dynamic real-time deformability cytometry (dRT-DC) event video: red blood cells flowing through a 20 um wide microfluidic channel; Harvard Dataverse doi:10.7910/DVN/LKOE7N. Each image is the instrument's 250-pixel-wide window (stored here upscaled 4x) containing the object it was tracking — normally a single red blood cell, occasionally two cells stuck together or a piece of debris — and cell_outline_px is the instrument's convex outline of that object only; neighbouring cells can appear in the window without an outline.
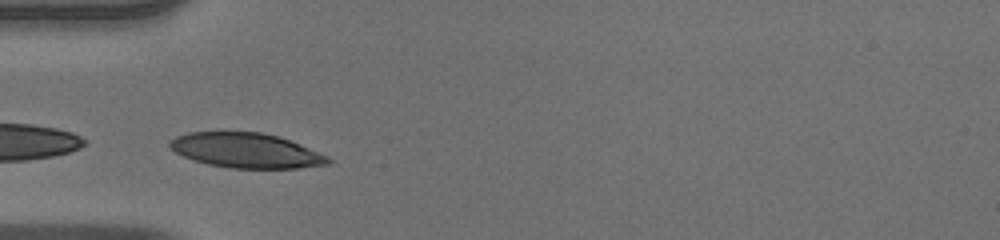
{"species": "human", "species_latin": "Homo sapiens", "temperature_condition": "warm", "stored_images_in_passage": 28, "camera_frame_rate_fps": 3000, "um_per_image_px": 0.085, "donor": {"sex": "male"}, "frame": {"image": 1, "passage_image": 1, "time_ms": 0.0, "image_size_px": [1000, 240], "cell_outline_px": [[332, 160], [328, 164], [300, 168], [228, 168], [208, 164], [184, 156], [168, 148], [168, 140], [176, 136], [188, 132], [260, 132], [276, 136], [288, 140], [328, 156]], "centroid_in_image_um": [20.87, 12.79], "position_along_channel_um": 64.1, "area_um2": 31.91}}
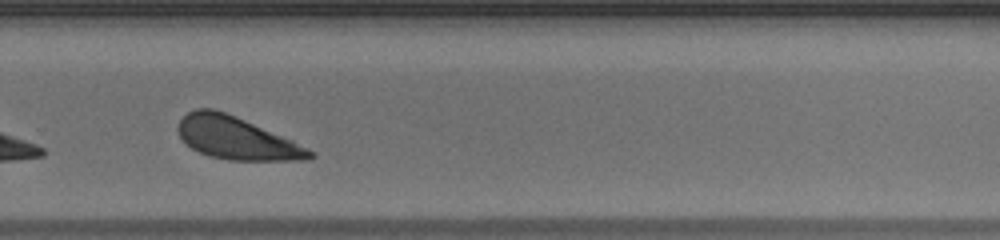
{"frame": {"image": 2, "passage_image": 20, "time_ms": 6.333, "image_size_px": [1000, 240], "cell_outline_px": [[316, 156], [308, 160], [228, 160], [208, 156], [192, 148], [180, 136], [176, 128], [180, 120], [188, 112], [196, 108], [212, 108], [236, 116], [292, 140], [316, 152]], "centroid_in_image_um": [20.12, 11.75], "position_along_channel_um": 309.7, "area_um2": 32.48}, "authors_computed_cell_mechanics": {"area_um2": 32.5414, "velocity_mm_per_s": 3.8966, "shape_relaxation_time_tau1_ms": 2.1814, "shape_relaxation_time_tau2_ms": null, "deformation_change_tau1": 0.1331, "deformation_change_tau2": null}}